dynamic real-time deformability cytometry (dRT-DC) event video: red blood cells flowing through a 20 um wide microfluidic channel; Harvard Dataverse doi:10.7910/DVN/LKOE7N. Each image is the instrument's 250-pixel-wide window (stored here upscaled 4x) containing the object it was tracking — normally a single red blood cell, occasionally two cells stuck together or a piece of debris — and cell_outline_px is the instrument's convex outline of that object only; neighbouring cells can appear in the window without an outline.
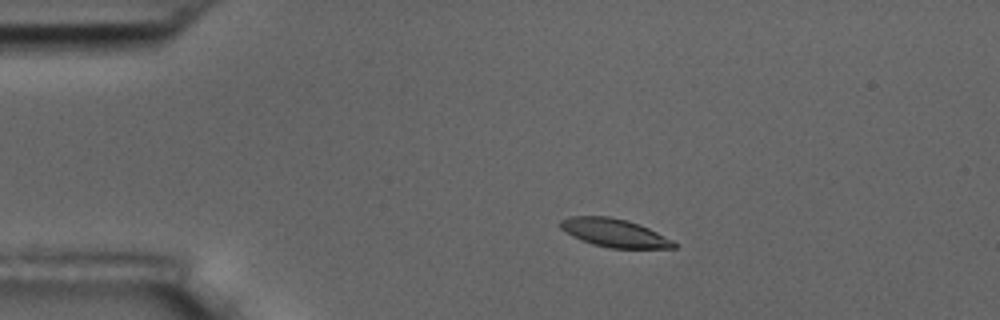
{"species": "common noctule bat (a hibernating species)", "species_latin": "Nyctalus noctula", "temperature_condition": "room temperature", "stored_images_in_passage": 6, "camera_frame_rate_fps": 3000, "um_per_image_px": 0.085, "animal": {"sex": "male", "body_mass_g": 17.5, "forearm_length_mm": 52.3}, "frame": {"image": 1, "passage_image": 3, "time_ms": 2.333, "image_size_px": [1000, 320], "cell_outline_px": [[676, 248], [612, 248], [592, 244], [572, 236], [560, 228], [560, 220], [568, 216], [608, 216], [628, 220], [640, 224], [672, 240], [676, 244]], "centroid_in_image_um": [52.19, 19.78], "position_along_channel_um": 32.8, "area_um2": 18.61}}
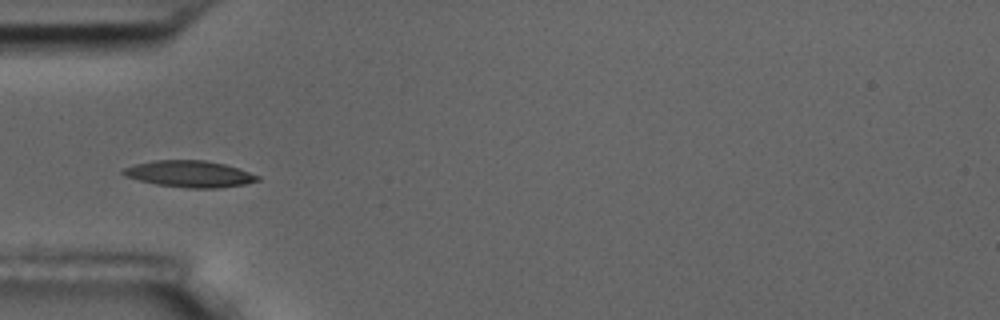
{"frame": {"image": 2, "passage_image": 5, "time_ms": 4.667, "image_size_px": [1000, 320], "cell_outline_px": [[260, 180], [244, 184], [220, 188], [188, 188], [156, 184], [124, 176], [120, 172], [124, 168], [136, 164], [152, 160], [204, 160], [224, 164], [260, 176]], "centroid_in_image_um": [16.09, 14.78], "position_along_channel_um": 68.9, "area_um2": 20.63}}